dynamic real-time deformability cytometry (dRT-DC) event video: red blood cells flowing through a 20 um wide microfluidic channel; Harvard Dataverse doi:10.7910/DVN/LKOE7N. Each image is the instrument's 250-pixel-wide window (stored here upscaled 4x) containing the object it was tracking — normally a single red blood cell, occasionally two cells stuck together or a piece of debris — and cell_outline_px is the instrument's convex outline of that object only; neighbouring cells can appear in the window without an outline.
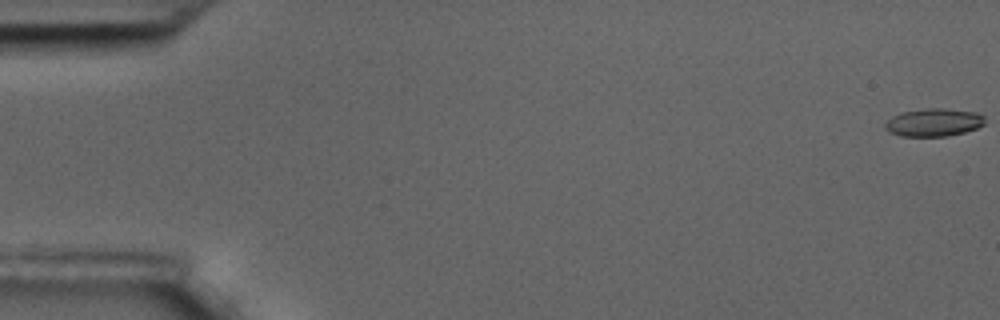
{"species": "common noctule bat (a hibernating species)", "species_latin": "Nyctalus noctula", "temperature_condition": "room temperature", "stored_images_in_passage": 15, "camera_frame_rate_fps": 3000, "um_per_image_px": 0.085, "animal": {"sex": "male", "body_mass_g": 17.5, "forearm_length_mm": 52.3}, "frame": {"image": 1, "passage_image": 1, "time_ms": 0.0, "image_size_px": [1000, 320], "cell_outline_px": [[984, 124], [976, 128], [964, 132], [948, 136], [900, 136], [888, 132], [884, 124], [892, 116], [900, 112], [924, 108], [944, 108], [976, 112], [984, 116]], "centroid_in_image_um": [79.34, 10.4], "position_along_channel_um": 5.7, "area_um2": 16.3}}